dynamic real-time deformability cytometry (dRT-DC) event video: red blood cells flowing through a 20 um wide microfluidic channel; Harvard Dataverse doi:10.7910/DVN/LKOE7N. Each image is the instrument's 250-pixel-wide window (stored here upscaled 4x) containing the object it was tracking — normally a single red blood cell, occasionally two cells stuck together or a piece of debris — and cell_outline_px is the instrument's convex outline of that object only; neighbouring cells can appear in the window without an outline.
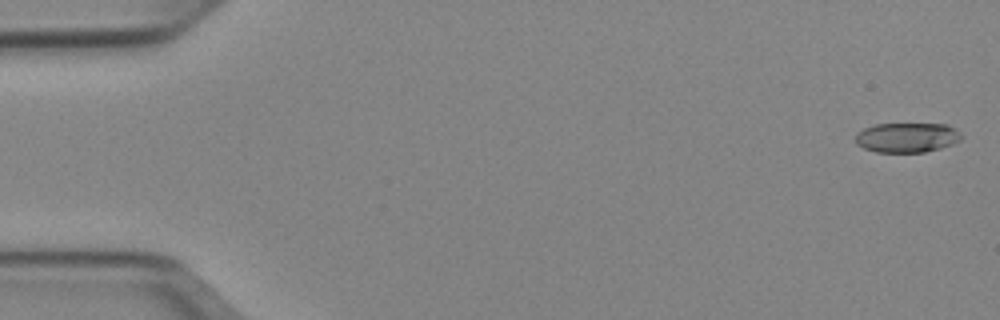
{"species": "Egyptian fruit bat (a non-hibernating species)", "species_latin": "Rousettus aegyptiacus", "temperature_condition": "cold", "stored_images_in_passage": 47, "camera_frame_rate_fps": 3000, "um_per_image_px": 0.085, "animal": {"sex": "female"}, "frame": {"image": 1, "passage_image": 1, "time_ms": 0.0, "image_size_px": [1000, 320], "cell_outline_px": [[964, 136], [960, 140], [952, 144], [940, 148], [924, 152], [876, 152], [864, 148], [856, 144], [856, 132], [872, 124], [948, 124], [960, 132]], "centroid_in_image_um": [77.09, 11.68], "position_along_channel_um": 7.9, "area_um2": 18.5}}
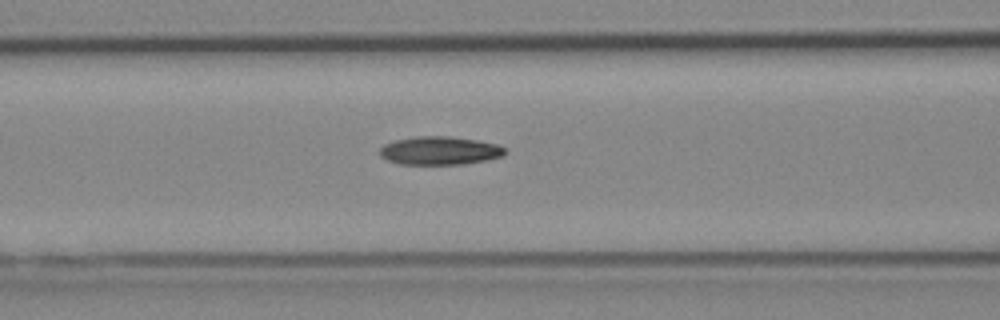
{"frame": {"image": 2, "passage_image": 21, "time_ms": 6.667, "image_size_px": [1000, 320], "cell_outline_px": [[504, 156], [488, 160], [464, 164], [400, 164], [388, 160], [380, 156], [380, 148], [384, 144], [396, 140], [416, 136], [448, 136], [476, 140], [496, 144], [504, 148]], "centroid_in_image_um": [37.37, 12.81], "position_along_channel_um": 129.2, "area_um2": 20.58}}
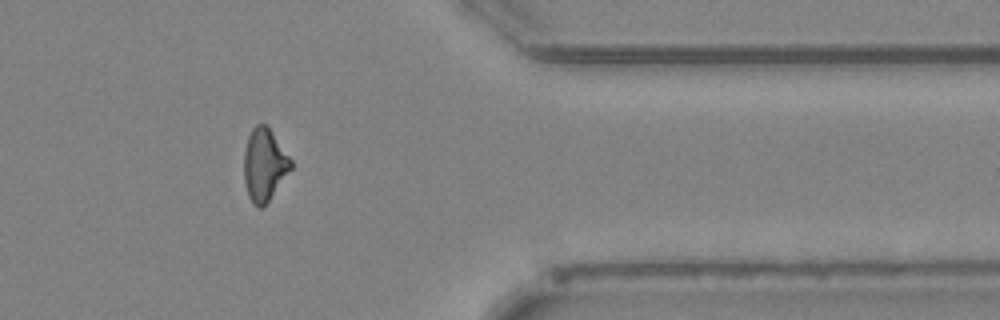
{"frame": {"image": 3, "passage_image": 42, "time_ms": 13.667, "image_size_px": [1000, 320], "cell_outline_px": [[292, 168], [268, 200], [260, 208], [256, 208], [252, 204], [248, 196], [244, 180], [244, 152], [248, 136], [252, 128], [256, 124], [264, 124], [272, 132], [292, 160]], "centroid_in_image_um": [22.45, 14.01], "position_along_channel_um": 388.9, "area_um2": 19.59}}